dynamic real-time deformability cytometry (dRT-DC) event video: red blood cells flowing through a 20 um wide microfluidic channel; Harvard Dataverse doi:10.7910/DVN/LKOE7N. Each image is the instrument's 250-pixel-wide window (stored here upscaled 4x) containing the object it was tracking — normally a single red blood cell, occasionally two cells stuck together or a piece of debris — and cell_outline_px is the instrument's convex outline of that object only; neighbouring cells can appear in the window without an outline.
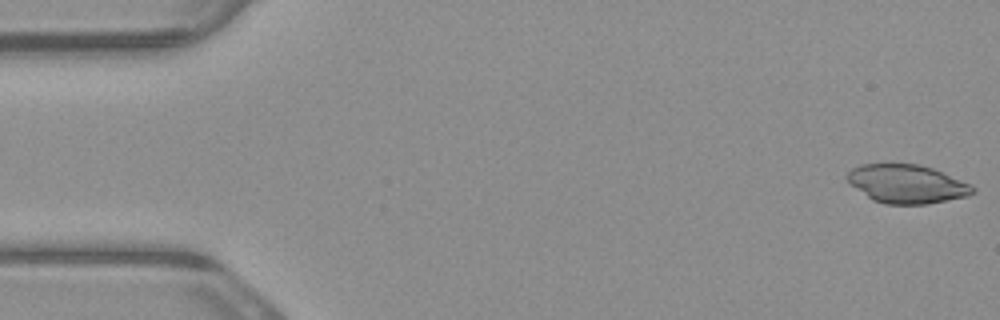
{"species": "common noctule bat (a hibernating species)", "species_latin": "Nyctalus noctula", "temperature_condition": "warm", "stored_images_in_passage": 5, "camera_frame_rate_fps": 3000, "um_per_image_px": 0.085, "animal": {"sex": "male", "body_mass_g": 23.1, "forearm_length_mm": 52.7}, "frame": {"image": 1, "passage_image": 1, "time_ms": 0.0, "image_size_px": [1000, 320], "cell_outline_px": [[976, 192], [968, 196], [928, 204], [884, 204], [872, 200], [852, 184], [844, 176], [852, 168], [860, 164], [920, 164], [932, 168], [972, 184], [976, 188]], "centroid_in_image_um": [77.12, 15.63], "position_along_channel_um": 7.9, "area_um2": 28.26}}